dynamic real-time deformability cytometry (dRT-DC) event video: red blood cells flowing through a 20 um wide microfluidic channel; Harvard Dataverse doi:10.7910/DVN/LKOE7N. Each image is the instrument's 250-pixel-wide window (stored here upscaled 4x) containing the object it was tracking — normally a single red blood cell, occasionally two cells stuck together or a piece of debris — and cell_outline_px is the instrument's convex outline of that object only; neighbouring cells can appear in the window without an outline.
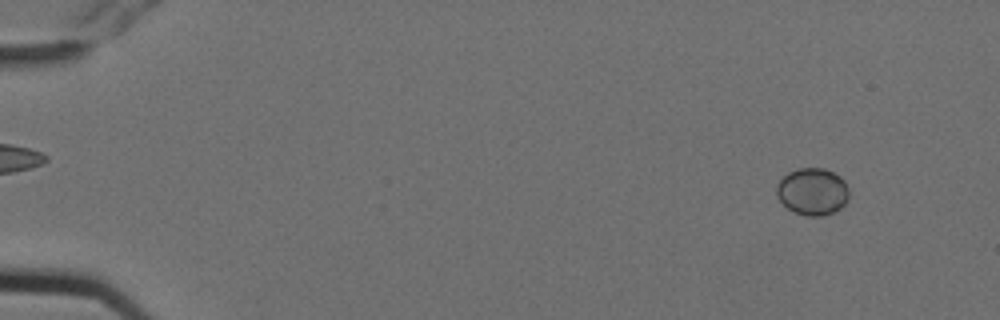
{"species": "Egyptian fruit bat (a non-hibernating species)", "species_latin": "Rousettus aegyptiacus", "temperature_condition": "cold", "stored_images_in_passage": 4, "camera_frame_rate_fps": 3000, "um_per_image_px": 0.085, "animal": {"sex": "female"}, "frame": {"image": 1, "passage_image": 1, "time_ms": 0.0, "image_size_px": [1000, 320], "cell_outline_px": [[848, 200], [840, 208], [832, 212], [820, 216], [808, 216], [796, 212], [788, 208], [776, 196], [776, 184], [788, 172], [800, 168], [824, 168], [840, 176], [844, 180], [848, 188]], "centroid_in_image_um": [69.06, 16.27], "position_along_channel_um": 15.9, "area_um2": 19.77}}
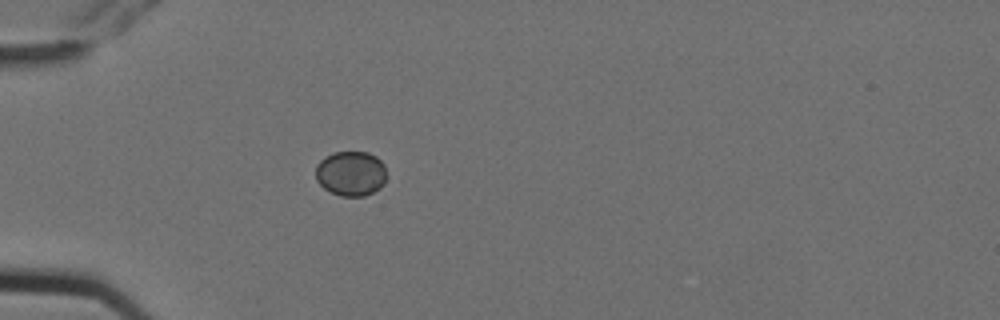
{"frame": {"image": 2, "passage_image": 4, "time_ms": 1.0, "image_size_px": [1000, 320], "cell_outline_px": [[384, 184], [380, 188], [364, 196], [340, 196], [324, 188], [316, 180], [316, 164], [324, 156], [336, 152], [368, 152], [376, 156], [384, 164]], "centroid_in_image_um": [29.8, 14.74], "position_along_channel_um": 55.2, "area_um2": 18.5}}